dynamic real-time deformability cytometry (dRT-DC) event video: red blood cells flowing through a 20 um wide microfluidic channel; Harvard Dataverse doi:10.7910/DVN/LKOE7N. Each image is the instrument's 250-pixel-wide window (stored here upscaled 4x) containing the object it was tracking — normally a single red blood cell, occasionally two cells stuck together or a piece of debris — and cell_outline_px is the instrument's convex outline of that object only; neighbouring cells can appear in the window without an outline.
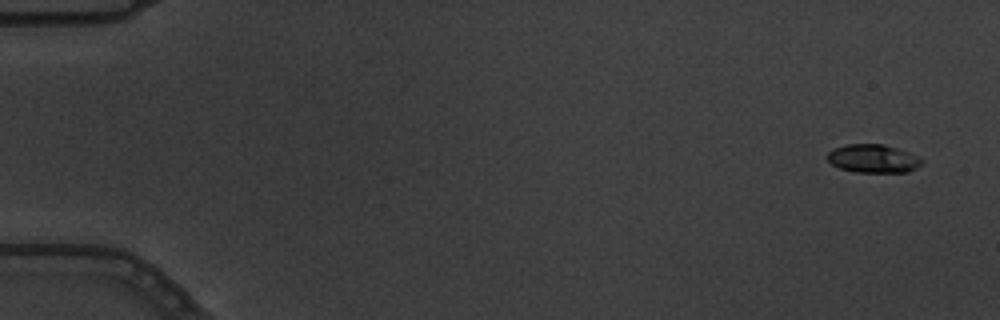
{"species": "common noctule bat (a hibernating species)", "species_latin": "Nyctalus noctula", "temperature_condition": "warm", "stored_images_in_passage": 7, "camera_frame_rate_fps": 3000, "um_per_image_px": 0.085, "animal": {"sex": "male", "body_mass_g": 19.5, "forearm_length_mm": 54.6}, "frame": {"image": 1, "passage_image": 1, "time_ms": 0.0, "image_size_px": [1000, 320], "cell_outline_px": [[924, 160], [916, 168], [908, 172], [856, 172], [840, 168], [832, 164], [824, 156], [832, 148], [848, 144], [884, 144], [908, 152]], "centroid_in_image_um": [74.17, 13.47], "position_along_channel_um": 10.8, "area_um2": 15.61}}
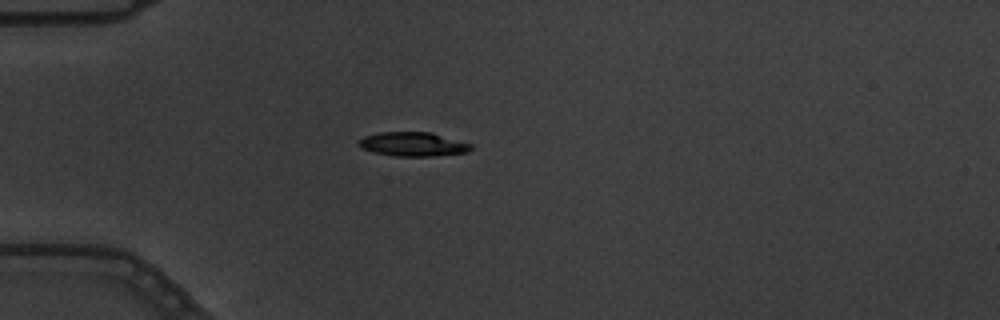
{"frame": {"image": 2, "passage_image": 4, "time_ms": 1.0, "image_size_px": [1000, 320], "cell_outline_px": [[472, 148], [468, 152], [432, 156], [396, 156], [372, 152], [360, 148], [356, 144], [364, 136], [380, 132], [432, 132], [472, 144]], "centroid_in_image_um": [35.08, 12.25], "position_along_channel_um": 49.9, "area_um2": 15.84}}